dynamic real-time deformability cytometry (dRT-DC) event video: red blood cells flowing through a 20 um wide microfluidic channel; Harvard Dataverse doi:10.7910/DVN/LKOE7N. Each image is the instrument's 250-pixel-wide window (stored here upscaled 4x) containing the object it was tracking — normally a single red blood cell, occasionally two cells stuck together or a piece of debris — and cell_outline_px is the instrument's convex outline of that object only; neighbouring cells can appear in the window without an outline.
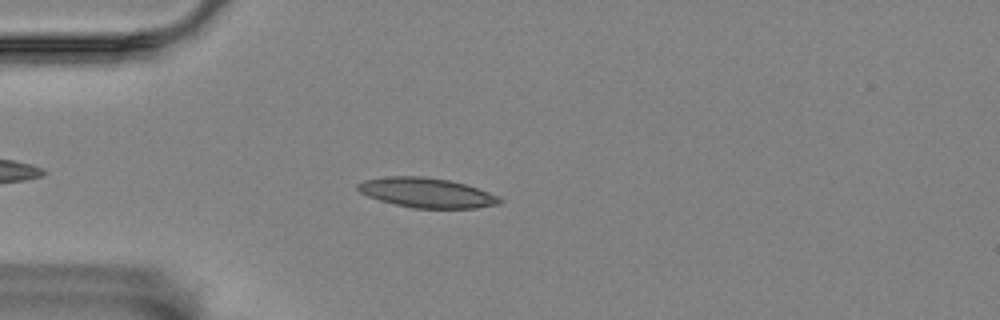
{"species": "Egyptian fruit bat (a non-hibernating species)", "species_latin": "Rousettus aegyptiacus", "temperature_condition": "room temperature", "stored_images_in_passage": 2, "camera_frame_rate_fps": 3000, "um_per_image_px": 0.085, "animal": {"sex": "female"}, "frame": {"image": 1, "passage_image": 2, "time_ms": 0.333, "image_size_px": [1000, 320], "cell_outline_px": [[504, 200], [500, 204], [476, 208], [412, 208], [380, 200], [368, 196], [360, 192], [356, 188], [356, 184], [364, 180], [388, 176], [420, 176], [448, 180], [464, 184], [488, 192]], "centroid_in_image_um": [36.24, 16.38], "position_along_channel_um": 48.8, "area_um2": 24.39}}